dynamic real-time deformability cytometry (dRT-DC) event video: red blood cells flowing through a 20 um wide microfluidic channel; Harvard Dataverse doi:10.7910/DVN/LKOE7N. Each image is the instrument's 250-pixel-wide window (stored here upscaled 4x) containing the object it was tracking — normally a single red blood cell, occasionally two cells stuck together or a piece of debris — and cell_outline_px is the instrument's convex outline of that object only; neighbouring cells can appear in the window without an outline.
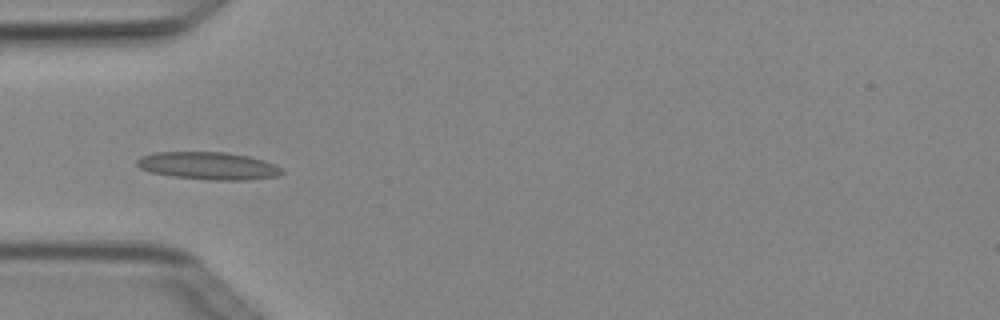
{"species": "Egyptian fruit bat (a non-hibernating species)", "species_latin": "Rousettus aegyptiacus", "temperature_condition": "cold", "stored_images_in_passage": 4, "camera_frame_rate_fps": 3000, "um_per_image_px": 0.085, "animal": {"sex": "female"}, "frame": {"image": 1, "passage_image": 3, "time_ms": 0.667, "image_size_px": [1000, 320], "cell_outline_px": [[284, 172], [276, 176], [248, 180], [212, 180], [172, 176], [152, 172], [140, 168], [136, 164], [136, 160], [140, 156], [156, 152], [224, 152], [248, 156], [284, 168]], "centroid_in_image_um": [17.69, 14.09], "position_along_channel_um": 67.3, "area_um2": 23.12}}
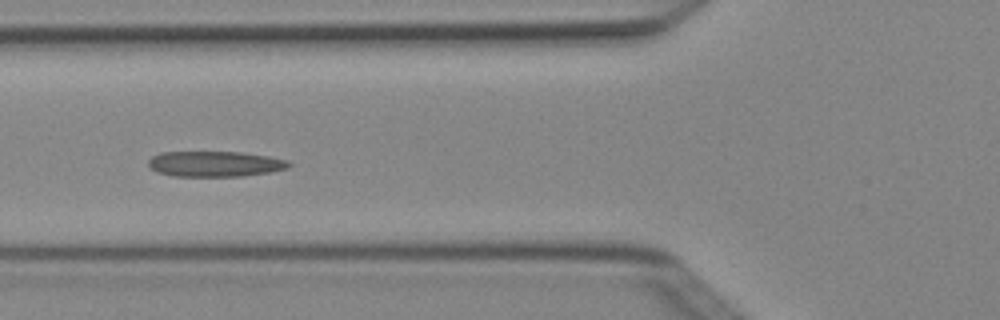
{"frame": {"image": 2, "passage_image": 4, "time_ms": 1.0, "image_size_px": [1000, 320], "cell_outline_px": [[292, 164], [288, 168], [268, 172], [244, 176], [172, 176], [156, 172], [148, 168], [148, 160], [152, 156], [160, 152], [240, 152], [268, 156], [288, 160]], "centroid_in_image_um": [18.23, 13.93], "position_along_channel_um": 107.6, "area_um2": 21.04}}